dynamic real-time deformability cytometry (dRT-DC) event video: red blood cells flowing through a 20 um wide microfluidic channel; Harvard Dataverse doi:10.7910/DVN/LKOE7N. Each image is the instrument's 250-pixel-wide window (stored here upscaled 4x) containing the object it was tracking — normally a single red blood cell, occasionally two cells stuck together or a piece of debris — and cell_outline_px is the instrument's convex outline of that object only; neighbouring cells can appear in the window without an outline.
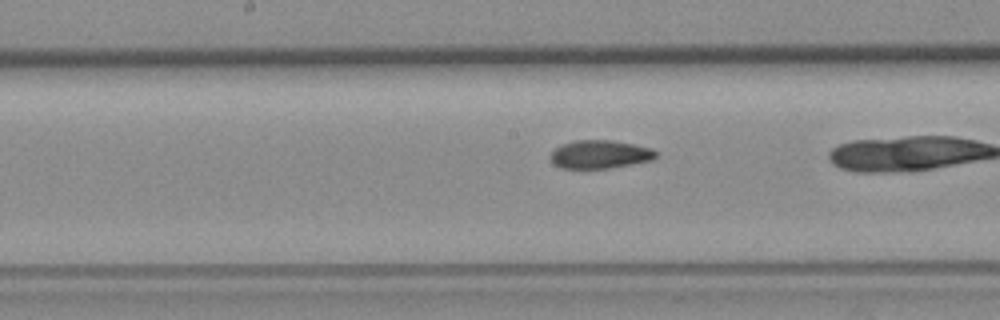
{"species": "common noctule bat (a hibernating species)", "species_latin": "Nyctalus noctula", "temperature_condition": "room temperature", "stored_images_in_passage": 39, "camera_frame_rate_fps": 3000, "um_per_image_px": 0.085, "animal": {"sex": "female", "body_mass_g": 19.3, "forearm_length_mm": 54.1}, "frame": {"image": 1, "passage_image": 25, "time_ms": 8.0, "image_size_px": [1000, 320], "cell_outline_px": [[656, 156], [652, 160], [632, 164], [608, 168], [560, 168], [548, 156], [560, 144], [576, 140], [612, 140], [652, 148], [656, 152]], "centroid_in_image_um": [50.98, 13.11], "position_along_channel_um": 197.2, "area_um2": 17.28}}